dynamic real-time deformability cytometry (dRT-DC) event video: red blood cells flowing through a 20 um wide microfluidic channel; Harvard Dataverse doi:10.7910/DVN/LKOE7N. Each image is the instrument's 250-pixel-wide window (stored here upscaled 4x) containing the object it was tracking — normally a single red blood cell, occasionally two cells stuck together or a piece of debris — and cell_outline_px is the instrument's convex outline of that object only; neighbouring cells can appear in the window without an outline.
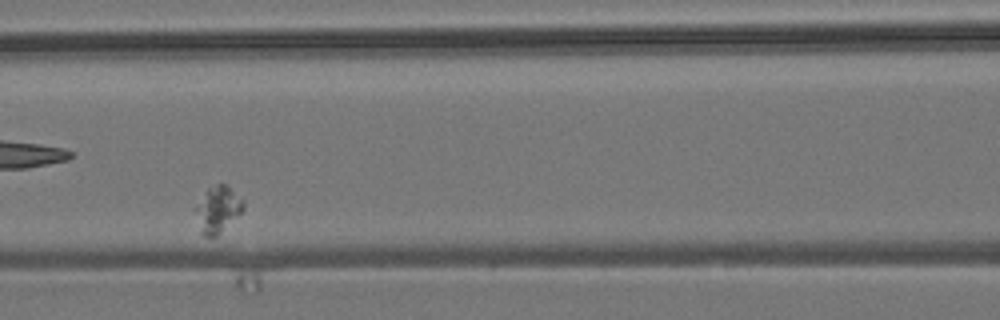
{"species": "common noctule bat (a hibernating species)", "species_latin": "Nyctalus noctula", "temperature_condition": "room temperature", "stored_images_in_passage": 53, "camera_frame_rate_fps": 3000, "um_per_image_px": 0.085, "animal": {"sex": "male", "body_mass_g": 19.2, "forearm_length_mm": 51.8}, "frame": {"image": 1, "passage_image": 24, "time_ms": 7.667, "image_size_px": [1000, 320], "cell_outline_px": [[244, 208], [216, 236], [204, 236], [200, 232], [192, 208], [208, 188], [216, 184], [228, 184], [244, 200]], "centroid_in_image_um": [18.46, 17.76], "position_along_channel_um": 148.1, "area_um2": 13.06}}
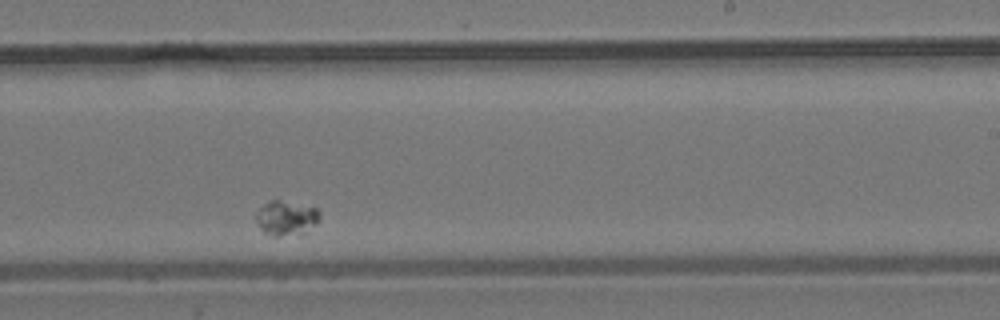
{"frame": {"image": 2, "passage_image": 35, "time_ms": 11.333, "image_size_px": [1000, 320], "cell_outline_px": [[320, 220], [316, 224], [300, 236], [272, 236], [264, 232], [260, 228], [256, 220], [256, 212], [268, 200], [280, 200], [316, 208], [320, 212]], "centroid_in_image_um": [24.34, 18.56], "position_along_channel_um": 264.7, "area_um2": 13.06}}
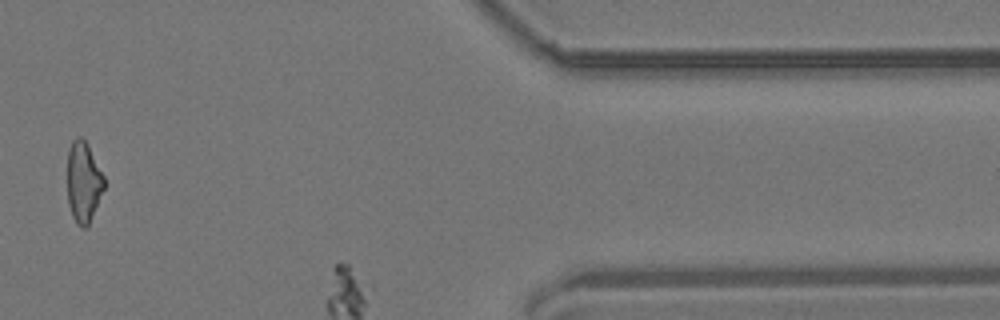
{"frame": {"image": 3, "passage_image": 47, "time_ms": 15.333, "image_size_px": [1000, 320], "cell_outline_px": [[104, 188], [88, 224], [84, 228], [80, 228], [76, 224], [72, 216], [68, 204], [68, 148], [72, 140], [76, 136], [80, 136], [88, 144], [104, 176]], "centroid_in_image_um": [7.08, 15.45], "position_along_channel_um": 404.3, "area_um2": 17.22}}